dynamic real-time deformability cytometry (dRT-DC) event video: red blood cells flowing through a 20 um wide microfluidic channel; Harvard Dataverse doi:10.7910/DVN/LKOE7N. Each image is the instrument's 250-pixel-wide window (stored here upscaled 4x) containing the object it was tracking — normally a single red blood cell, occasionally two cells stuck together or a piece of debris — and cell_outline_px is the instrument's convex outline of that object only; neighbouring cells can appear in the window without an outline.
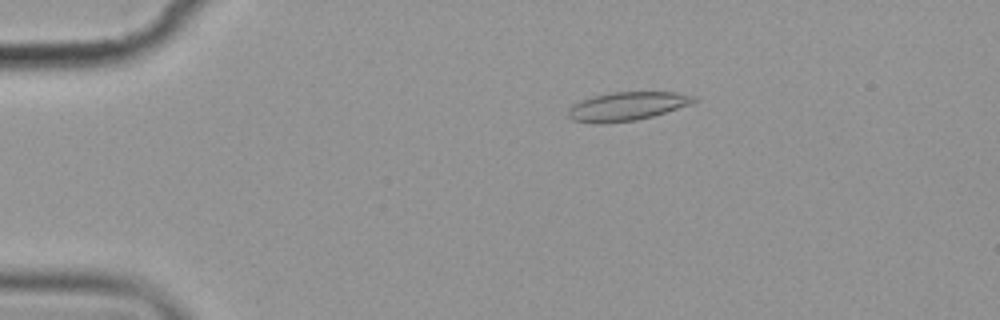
{"species": "common noctule bat (a hibernating species)", "species_latin": "Nyctalus noctula", "temperature_condition": "cold", "stored_images_in_passage": 7, "camera_frame_rate_fps": 3000, "um_per_image_px": 0.085, "animal": {"sex": "female", "body_mass_g": 19.9}, "frame": {"image": 1, "passage_image": 3, "time_ms": 3.333, "image_size_px": [1000, 320], "cell_outline_px": [[696, 100], [688, 104], [652, 116], [636, 120], [604, 124], [596, 124], [572, 120], [568, 116], [568, 108], [572, 104], [580, 100], [592, 96], [612, 92], [676, 92], [696, 96]], "centroid_in_image_um": [53.21, 9.04], "position_along_channel_um": 31.8, "area_um2": 20.92}}
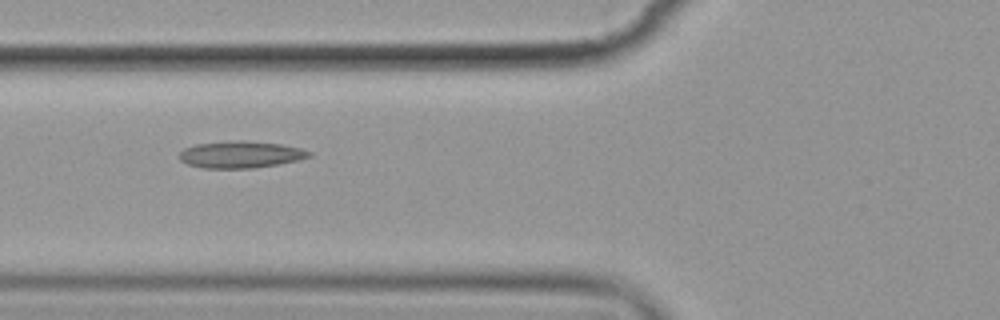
{"frame": {"image": 2, "passage_image": 6, "time_ms": 7.0, "image_size_px": [1000, 320], "cell_outline_px": [[312, 156], [300, 160], [252, 168], [204, 168], [188, 164], [180, 160], [180, 152], [184, 148], [196, 144], [228, 140], [244, 140], [280, 144], [300, 148], [312, 152]], "centroid_in_image_um": [20.46, 13.12], "position_along_channel_um": 105.3, "area_um2": 20.35}}
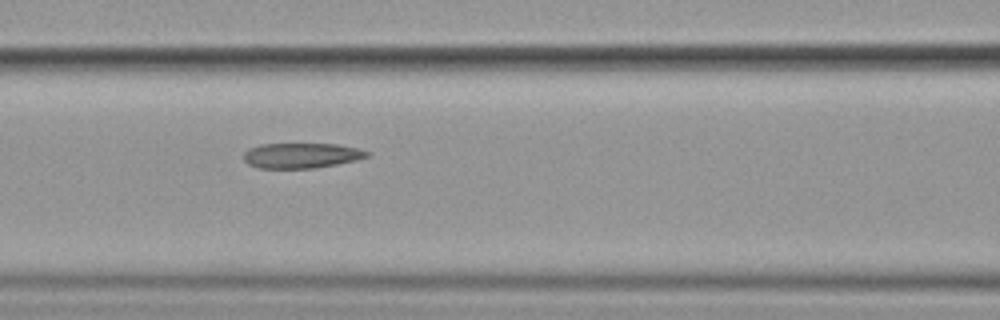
{"frame": {"image": 3, "passage_image": 7, "time_ms": 8.0, "image_size_px": [1000, 320], "cell_outline_px": [[372, 152], [368, 156], [356, 160], [316, 168], [260, 168], [248, 164], [244, 160], [244, 152], [248, 148], [260, 144], [336, 144], [356, 148]], "centroid_in_image_um": [25.6, 13.22], "position_along_channel_um": 141.0, "area_um2": 18.09}}